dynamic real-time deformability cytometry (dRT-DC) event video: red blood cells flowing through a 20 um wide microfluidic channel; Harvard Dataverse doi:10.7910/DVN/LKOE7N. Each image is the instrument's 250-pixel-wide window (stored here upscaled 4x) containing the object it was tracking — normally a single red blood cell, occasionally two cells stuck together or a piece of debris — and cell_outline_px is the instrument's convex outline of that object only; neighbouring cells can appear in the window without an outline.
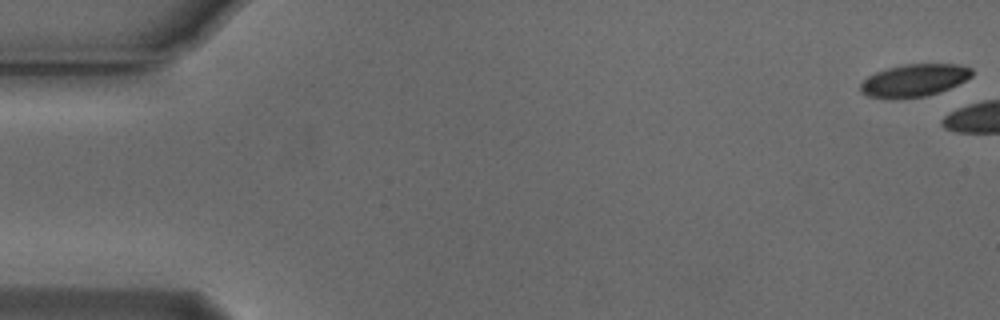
{"species": "Egyptian fruit bat (a non-hibernating species)", "species_latin": "Rousettus aegyptiacus", "temperature_condition": "cold", "stored_images_in_passage": 5, "camera_frame_rate_fps": 3000, "um_per_image_px": 0.085, "animal": {"sex": "male"}, "frame": {"image": 1, "passage_image": 1, "time_ms": 0.0, "image_size_px": [1000, 320], "cell_outline_px": [[972, 76], [940, 92], [924, 96], [868, 96], [860, 92], [860, 84], [868, 76], [876, 72], [888, 68], [904, 64], [956, 64], [972, 68]], "centroid_in_image_um": [77.72, 6.79], "position_along_channel_um": 7.3, "area_um2": 20.29}}